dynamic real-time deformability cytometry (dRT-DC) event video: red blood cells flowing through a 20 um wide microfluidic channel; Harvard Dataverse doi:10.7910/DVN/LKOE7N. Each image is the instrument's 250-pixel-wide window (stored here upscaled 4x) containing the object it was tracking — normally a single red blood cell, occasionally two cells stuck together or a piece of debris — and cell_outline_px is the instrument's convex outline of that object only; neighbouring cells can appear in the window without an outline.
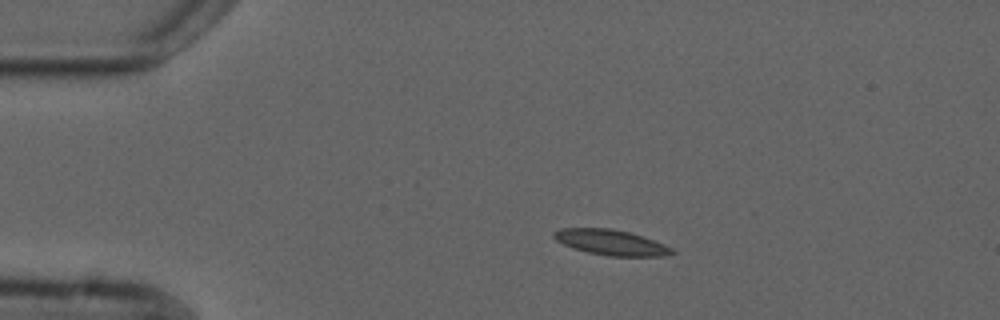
{"species": "common noctule bat (a hibernating species)", "species_latin": "Nyctalus noctula", "temperature_condition": "cold", "stored_images_in_passage": 12, "camera_frame_rate_fps": 3000, "um_per_image_px": 0.085, "animal": {"sex": "male", "forearm_length_mm": 52.5}, "frame": {"image": 1, "passage_image": 1, "time_ms": 0.0, "image_size_px": [1000, 320], "cell_outline_px": [[676, 252], [664, 256], [608, 256], [588, 252], [572, 248], [556, 240], [552, 236], [552, 232], [560, 228], [612, 228], [644, 236], [664, 244], [672, 248]], "centroid_in_image_um": [51.92, 20.6], "position_along_channel_um": 33.1, "area_um2": 17.57}}
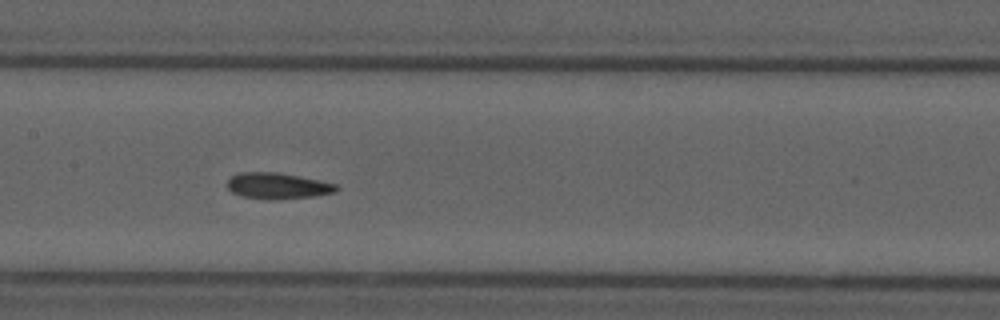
{"frame": {"image": 2, "passage_image": 5, "time_ms": 5.333, "image_size_px": [1000, 320], "cell_outline_px": [[340, 188], [332, 192], [312, 196], [272, 200], [264, 200], [240, 196], [232, 192], [228, 188], [228, 180], [232, 176], [240, 172], [280, 172], [320, 180], [336, 184]], "centroid_in_image_um": [23.57, 15.79], "position_along_channel_um": 183.8, "area_um2": 16.65}}
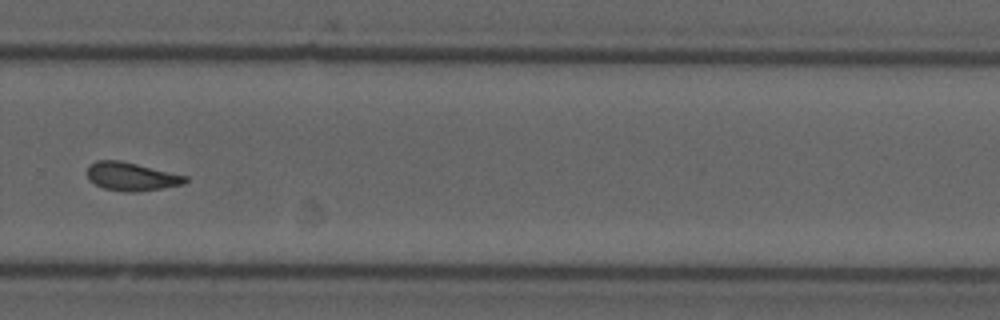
{"frame": {"image": 3, "passage_image": 8, "time_ms": 9.0, "image_size_px": [1000, 320], "cell_outline_px": [[188, 180], [184, 184], [136, 192], [124, 192], [104, 188], [88, 180], [88, 164], [96, 160], [120, 160], [188, 176]], "centroid_in_image_um": [11.15, 15.0], "position_along_channel_um": 318.6, "area_um2": 16.18}, "authors_computed_cell_mechanics": {"area_um2": 16.3863, "velocity_mm_per_s": 3.7022, "shape_relaxation_time_tau1_ms": 4.1467, "shape_relaxation_time_tau2_ms": 2.1705, "deformation_change_tau1": 0.1191, "deformation_change_tau2": 0.0867}}